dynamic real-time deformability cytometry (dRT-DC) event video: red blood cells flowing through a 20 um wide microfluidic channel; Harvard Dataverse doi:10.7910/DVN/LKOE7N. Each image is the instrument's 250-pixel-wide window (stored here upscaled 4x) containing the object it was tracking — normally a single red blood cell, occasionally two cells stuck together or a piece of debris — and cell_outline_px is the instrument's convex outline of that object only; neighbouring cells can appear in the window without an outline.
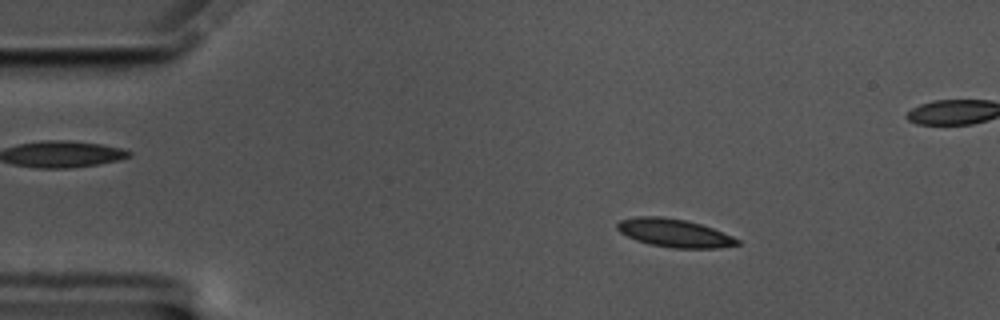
{"species": "common noctule bat (a hibernating species)", "species_latin": "Nyctalus noctula", "temperature_condition": "cold", "stored_images_in_passage": 54, "segment_of_instrument_passage": [1, 2], "camera_frame_rate_fps": 3000, "um_per_image_px": 0.085, "animal": {"sex": "male", "body_mass_g": 17.5, "forearm_length_mm": 52.3}, "frame": {"image": 1, "passage_image": 4, "time_ms": 1.0, "image_size_px": [1000, 320], "cell_outline_px": [[740, 244], [716, 248], [672, 248], [648, 244], [636, 240], [620, 232], [616, 228], [616, 224], [620, 220], [640, 216], [660, 216], [684, 220], [700, 224], [712, 228], [732, 236], [740, 240]], "centroid_in_image_um": [57.3, 19.81], "position_along_channel_um": 27.7, "area_um2": 19.59}}
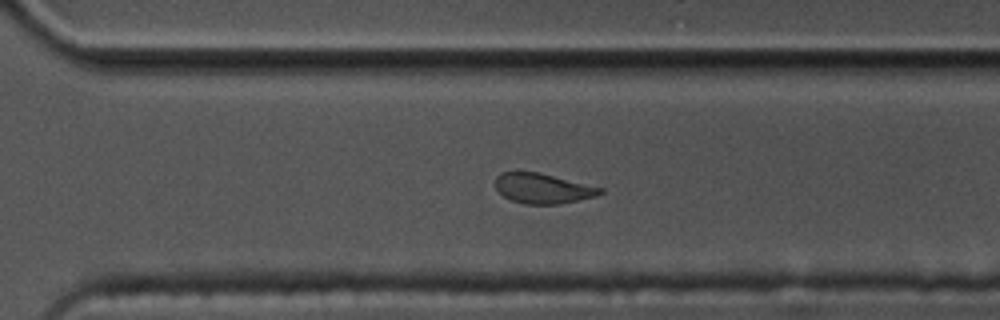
{"frame": {"image": 2, "passage_image": 35, "time_ms": 11.333, "image_size_px": [1000, 320], "cell_outline_px": [[604, 192], [596, 196], [560, 204], [524, 204], [512, 200], [504, 196], [496, 188], [496, 176], [500, 172], [540, 172], [604, 188]], "centroid_in_image_um": [46.16, 16.01], "position_along_channel_um": 324.4, "area_um2": 18.38}}
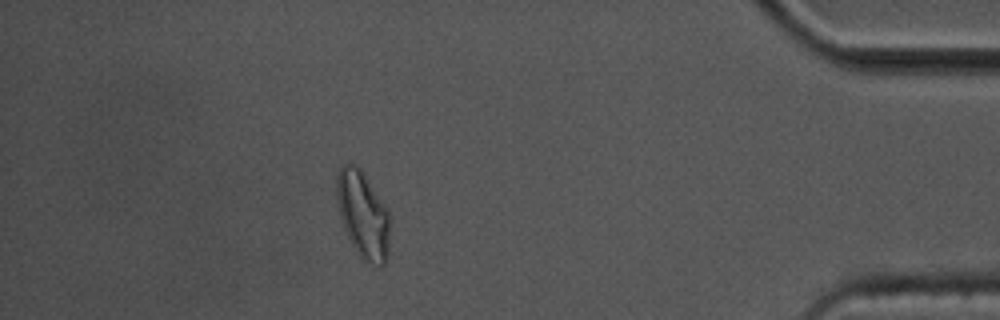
{"frame": {"image": 3, "passage_image": 46, "time_ms": 15.0, "image_size_px": [1000, 320], "cell_outline_px": [[388, 256], [384, 264], [380, 264], [364, 260], [356, 252], [344, 228], [340, 216], [336, 196], [336, 172], [344, 164], [356, 164], [364, 172], [384, 204], [388, 212]], "centroid_in_image_um": [30.82, 18.19], "position_along_channel_um": 404.4, "area_um2": 26.59}}